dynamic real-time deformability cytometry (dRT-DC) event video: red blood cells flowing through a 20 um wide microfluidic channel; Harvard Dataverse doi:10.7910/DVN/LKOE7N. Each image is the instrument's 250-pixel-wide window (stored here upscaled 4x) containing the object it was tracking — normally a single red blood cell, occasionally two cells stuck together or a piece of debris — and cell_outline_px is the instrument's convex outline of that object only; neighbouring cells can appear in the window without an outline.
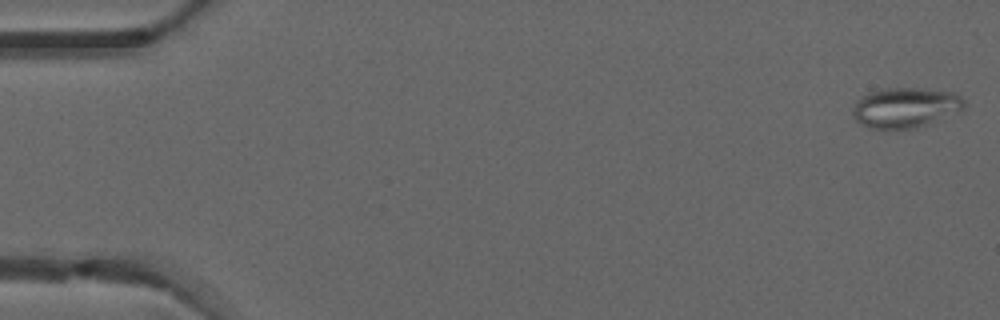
{"species": "common noctule bat (a hibernating species)", "species_latin": "Nyctalus noctula", "temperature_condition": "warm", "stored_images_in_passage": 5, "camera_frame_rate_fps": 3000, "um_per_image_px": 0.085, "animal": {"sex": "male", "forearm_length_mm": 52.5}, "frame": {"image": 1, "passage_image": 5, "time_ms": 1.333, "image_size_px": [1000, 320], "cell_outline_px": [[968, 104], [964, 112], [916, 128], [868, 128], [860, 124], [856, 120], [852, 112], [852, 108], [856, 100], [860, 96], [868, 92], [884, 88], [924, 88], [956, 92]], "centroid_in_image_um": [77.03, 9.13], "position_along_channel_um": 8.0, "area_um2": 26.88}}